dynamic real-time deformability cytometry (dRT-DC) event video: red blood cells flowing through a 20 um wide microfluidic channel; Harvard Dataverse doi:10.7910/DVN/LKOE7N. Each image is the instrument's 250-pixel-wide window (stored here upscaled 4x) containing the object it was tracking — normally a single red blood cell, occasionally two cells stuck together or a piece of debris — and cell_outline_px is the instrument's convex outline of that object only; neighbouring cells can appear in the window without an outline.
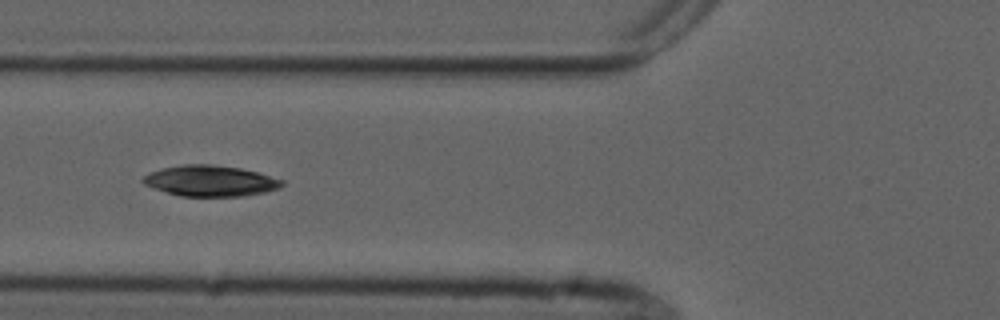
{"species": "common noctule bat (a hibernating species)", "species_latin": "Nyctalus noctula", "temperature_condition": "cold", "stored_images_in_passage": 17, "camera_frame_rate_fps": 3000, "um_per_image_px": 0.085, "animal": {"sex": "male", "forearm_length_mm": 52.5}, "frame": {"image": 1, "passage_image": 8, "time_ms": 2.333, "image_size_px": [1000, 320], "cell_outline_px": [[284, 184], [280, 188], [264, 192], [244, 196], [180, 196], [144, 184], [140, 180], [144, 176], [152, 172], [164, 168], [184, 164], [208, 164], [240, 168], [256, 172], [284, 180]], "centroid_in_image_um": [17.91, 15.37], "position_along_channel_um": 107.9, "area_um2": 24.68}}